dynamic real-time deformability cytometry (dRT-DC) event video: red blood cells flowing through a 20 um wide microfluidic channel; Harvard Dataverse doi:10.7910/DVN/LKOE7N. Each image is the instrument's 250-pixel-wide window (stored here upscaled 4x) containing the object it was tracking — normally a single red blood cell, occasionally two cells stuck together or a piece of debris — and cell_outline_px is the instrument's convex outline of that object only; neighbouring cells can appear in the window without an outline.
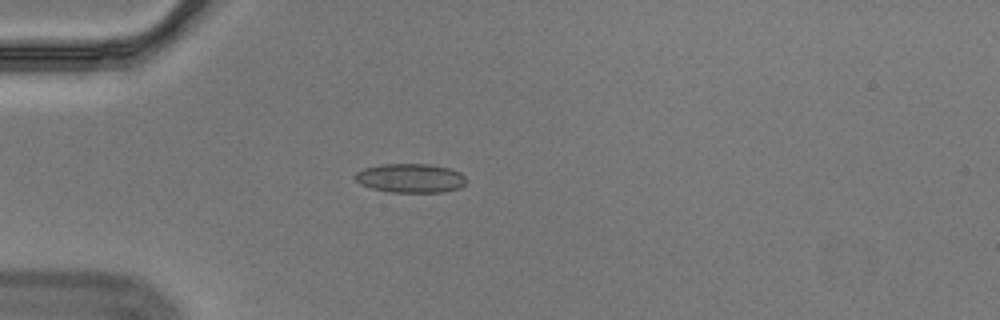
{"species": "Egyptian fruit bat (a non-hibernating species)", "species_latin": "Rousettus aegyptiacus", "temperature_condition": "cold", "stored_images_in_passage": 7, "camera_frame_rate_fps": 3000, "um_per_image_px": 0.085, "animal": {"sex": "male"}, "frame": {"image": 1, "passage_image": 1, "time_ms": 0.0, "image_size_px": [1000, 320], "cell_outline_px": [[468, 180], [460, 188], [444, 192], [392, 192], [372, 188], [360, 184], [352, 176], [356, 172], [364, 168], [380, 164], [428, 164], [448, 168], [460, 172]], "centroid_in_image_um": [34.88, 15.14], "position_along_channel_um": 50.1, "area_um2": 18.9}}
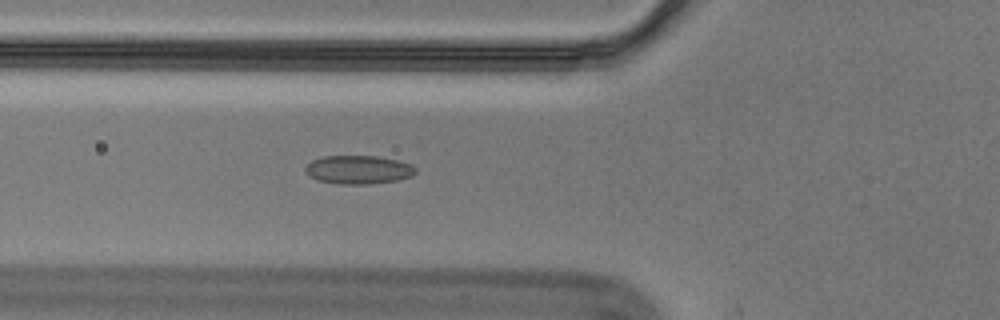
{"frame": {"image": 2, "passage_image": 6, "time_ms": 1.667, "image_size_px": [1000, 320], "cell_outline_px": [[416, 172], [412, 176], [396, 180], [372, 184], [336, 184], [316, 180], [308, 176], [304, 172], [304, 168], [312, 160], [324, 156], [380, 156], [412, 164], [416, 168]], "centroid_in_image_um": [30.44, 14.43], "position_along_channel_um": 95.4, "area_um2": 18.55}}